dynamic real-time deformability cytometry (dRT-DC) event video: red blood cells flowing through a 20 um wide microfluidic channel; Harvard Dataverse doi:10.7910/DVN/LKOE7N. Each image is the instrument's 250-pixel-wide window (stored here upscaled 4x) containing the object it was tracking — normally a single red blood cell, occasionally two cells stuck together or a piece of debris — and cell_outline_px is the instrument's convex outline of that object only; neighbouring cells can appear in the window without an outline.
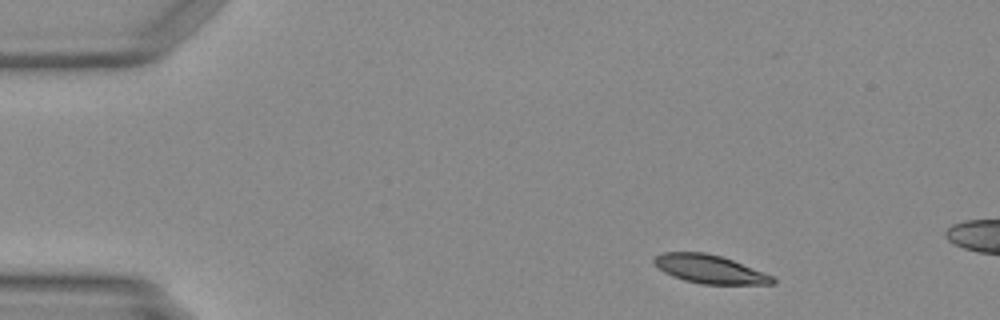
{"species": "Egyptian fruit bat (a non-hibernating species)", "species_latin": "Rousettus aegyptiacus", "temperature_condition": "warm", "stored_images_in_passage": 8, "camera_frame_rate_fps": 3000, "um_per_image_px": 0.085, "animal": {"sex": "female"}, "frame": {"image": 1, "passage_image": 1, "time_ms": 0.0, "image_size_px": [1000, 320], "cell_outline_px": [[776, 284], [704, 284], [684, 280], [672, 276], [664, 272], [652, 260], [660, 252], [704, 252], [720, 256], [732, 260], [764, 272], [772, 276], [776, 280]], "centroid_in_image_um": [60.33, 22.88], "position_along_channel_um": 24.7, "area_um2": 19.48}}